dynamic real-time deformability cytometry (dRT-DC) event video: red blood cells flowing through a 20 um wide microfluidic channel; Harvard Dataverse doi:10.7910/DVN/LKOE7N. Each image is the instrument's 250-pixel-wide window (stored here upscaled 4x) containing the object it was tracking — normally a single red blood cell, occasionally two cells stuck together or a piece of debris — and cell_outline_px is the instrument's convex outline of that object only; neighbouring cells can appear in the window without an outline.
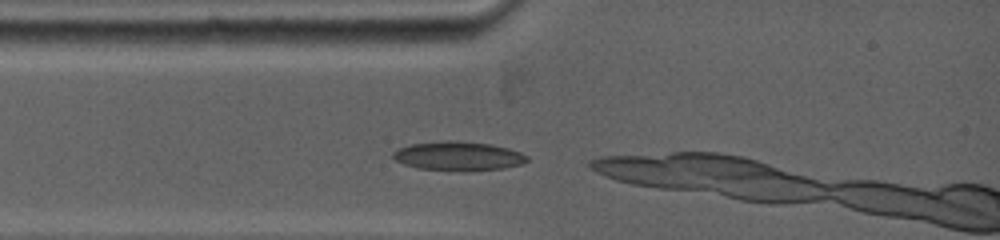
{"species": "common noctule bat (a hibernating species)", "species_latin": "Nyctalus noctula", "temperature_condition": "warm", "stored_images_in_passage": 22, "camera_frame_rate_fps": 5000, "um_per_image_px": 0.085, "animal": {"sex": "female", "body_mass_g": 19.0, "forearm_length_mm": 53.3}, "frame": {"image": 1, "passage_image": 1, "time_ms": 0.0, "image_size_px": [1000, 240], "cell_outline_px": [[528, 160], [520, 164], [504, 168], [472, 172], [460, 172], [420, 168], [404, 164], [396, 160], [392, 156], [392, 152], [400, 148], [412, 144], [488, 144], [508, 148], [520, 152], [528, 156]], "centroid_in_image_um": [39.01, 13.35], "position_along_channel_um": 46.0, "area_um2": 21.62}}